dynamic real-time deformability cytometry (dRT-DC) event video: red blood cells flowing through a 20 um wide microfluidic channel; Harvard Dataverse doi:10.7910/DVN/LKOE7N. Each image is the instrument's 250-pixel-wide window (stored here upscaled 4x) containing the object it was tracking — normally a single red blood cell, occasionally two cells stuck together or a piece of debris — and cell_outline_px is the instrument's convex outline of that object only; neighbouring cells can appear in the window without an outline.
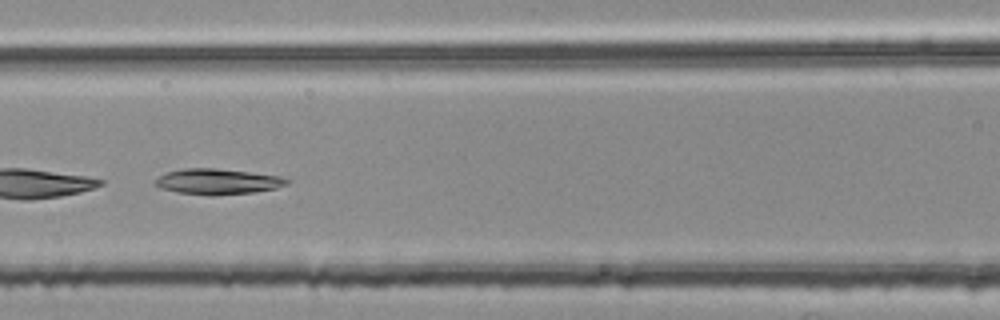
{"species": "common noctule bat (a hibernating species)", "species_latin": "Nyctalus noctula", "temperature_condition": "room temperature", "stored_images_in_passage": 44, "segment_of_instrument_passage": [2, 2], "camera_frame_rate_fps": 3000, "um_per_image_px": 0.085, "animal": {"sex": "female", "body_mass_g": 25.1}, "frame": {"image": 1, "passage_image": 17, "time_ms": 5.333, "image_size_px": [1000, 320], "cell_outline_px": [[288, 184], [276, 188], [252, 192], [212, 196], [208, 196], [176, 192], [160, 188], [156, 184], [156, 180], [164, 172], [184, 168], [216, 168], [280, 176], [288, 180]], "centroid_in_image_um": [18.46, 15.43], "position_along_channel_um": 148.1, "area_um2": 19.59}}
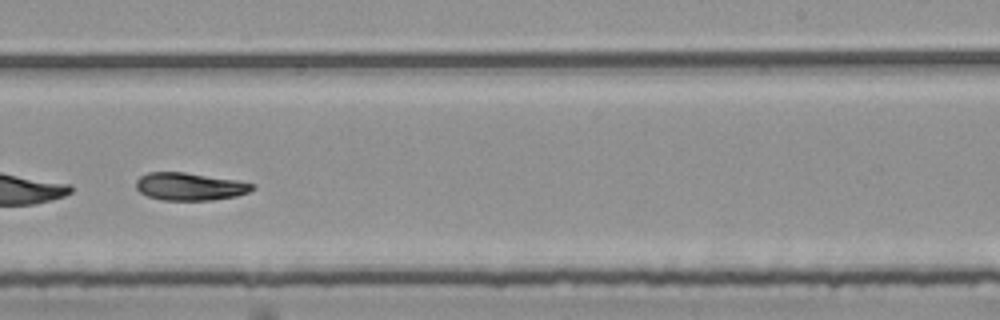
{"frame": {"image": 2, "passage_image": 27, "time_ms": 8.667, "image_size_px": [1000, 320], "cell_outline_px": [[256, 188], [248, 192], [236, 196], [212, 200], [164, 200], [148, 196], [140, 192], [136, 188], [136, 180], [140, 176], [148, 172], [184, 172], [236, 180], [256, 184]], "centroid_in_image_um": [16.14, 15.85], "position_along_channel_um": 272.9, "area_um2": 18.73}}
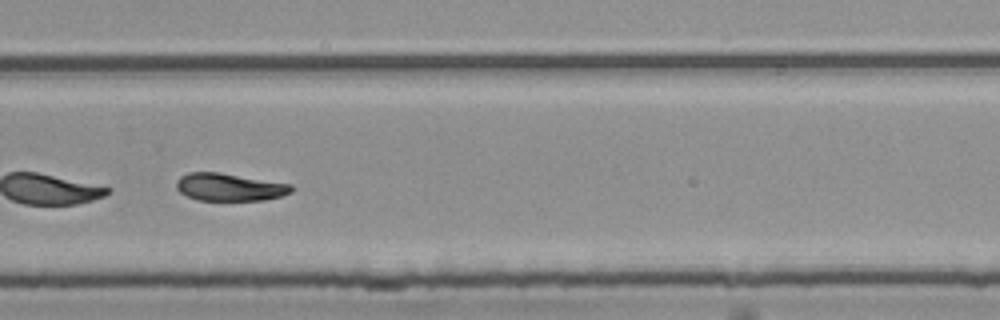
{"frame": {"image": 3, "passage_image": 30, "time_ms": 9.667, "image_size_px": [1000, 320], "cell_outline_px": [[292, 192], [280, 196], [264, 200], [196, 200], [180, 192], [176, 188], [176, 180], [180, 176], [188, 172], [220, 172], [292, 184]], "centroid_in_image_um": [19.48, 15.89], "position_along_channel_um": 310.3, "area_um2": 18.55}}